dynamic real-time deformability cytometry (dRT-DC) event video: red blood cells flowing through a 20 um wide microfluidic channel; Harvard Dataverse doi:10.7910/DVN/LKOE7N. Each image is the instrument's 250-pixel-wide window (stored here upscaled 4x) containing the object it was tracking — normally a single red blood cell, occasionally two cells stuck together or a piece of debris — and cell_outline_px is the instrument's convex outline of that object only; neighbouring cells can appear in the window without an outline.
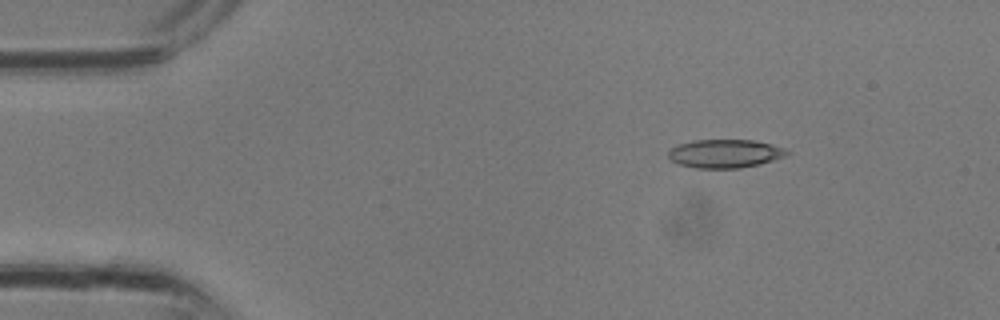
{"species": "common noctule bat (a hibernating species)", "species_latin": "Nyctalus noctula", "temperature_condition": "room temperature", "stored_images_in_passage": 28, "camera_frame_rate_fps": 3000, "um_per_image_px": 0.085, "animal": {"sex": "male", "body_mass_g": 13.3}, "frame": {"image": 1, "passage_image": 1, "time_ms": 0.0, "image_size_px": [1000, 320], "cell_outline_px": [[792, 152], [784, 156], [760, 164], [740, 168], [692, 168], [680, 164], [672, 160], [668, 156], [668, 152], [672, 148], [680, 144], [692, 140], [752, 140], [772, 144], [784, 148]], "centroid_in_image_um": [61.64, 13.05], "position_along_channel_um": 23.4, "area_um2": 19.59}}
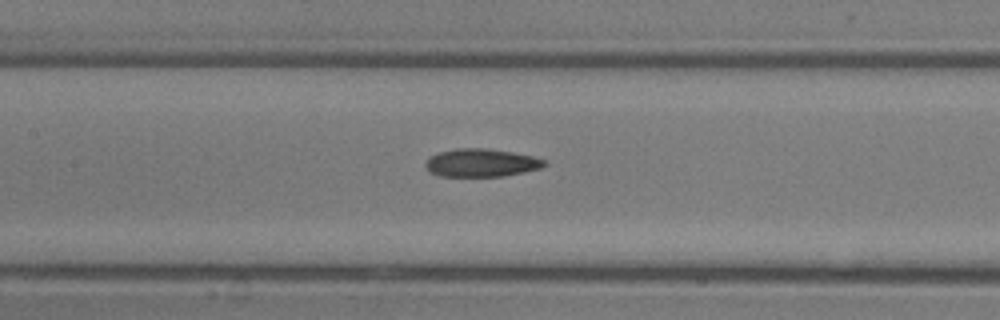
{"frame": {"image": 2, "passage_image": 11, "time_ms": 3.333, "image_size_px": [1000, 320], "cell_outline_px": [[548, 164], [540, 168], [524, 172], [504, 176], [440, 176], [428, 172], [424, 168], [424, 164], [428, 156], [436, 152], [456, 148], [488, 148], [512, 152], [532, 156], [544, 160]], "centroid_in_image_um": [40.83, 13.83], "position_along_channel_um": 166.6, "area_um2": 19.71}}
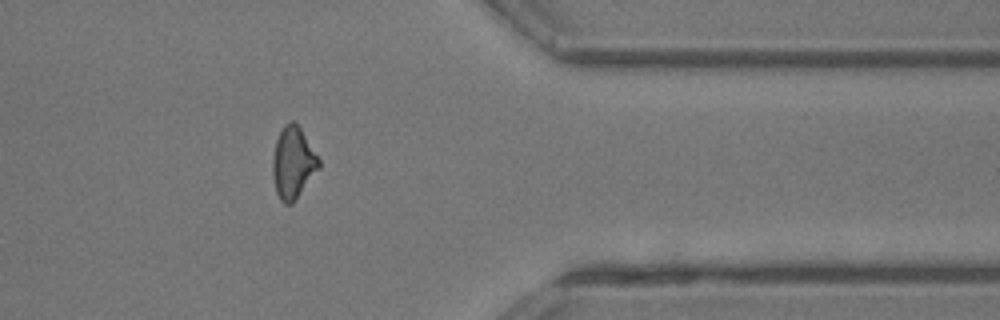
{"frame": {"image": 3, "passage_image": 22, "time_ms": 7.0, "image_size_px": [1000, 320], "cell_outline_px": [[320, 168], [292, 204], [284, 204], [280, 200], [276, 192], [272, 172], [272, 160], [276, 140], [284, 124], [292, 120], [300, 128], [320, 160]], "centroid_in_image_um": [24.9, 13.86], "position_along_channel_um": 386.5, "area_um2": 19.19}}